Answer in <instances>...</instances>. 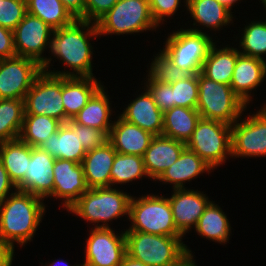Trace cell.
<instances>
[{
  "label": "cell",
  "mask_w": 266,
  "mask_h": 266,
  "mask_svg": "<svg viewBox=\"0 0 266 266\" xmlns=\"http://www.w3.org/2000/svg\"><path fill=\"white\" fill-rule=\"evenodd\" d=\"M99 36L96 23L76 19L72 24L53 30L48 42L49 54L69 70H42L61 77H96L93 73V49L90 38ZM66 65V66H65ZM73 72H72V71Z\"/></svg>",
  "instance_id": "cell-1"
},
{
  "label": "cell",
  "mask_w": 266,
  "mask_h": 266,
  "mask_svg": "<svg viewBox=\"0 0 266 266\" xmlns=\"http://www.w3.org/2000/svg\"><path fill=\"white\" fill-rule=\"evenodd\" d=\"M44 200L33 194L18 191L0 203V242L15 250V244L25 246L33 240L44 219Z\"/></svg>",
  "instance_id": "cell-2"
},
{
  "label": "cell",
  "mask_w": 266,
  "mask_h": 266,
  "mask_svg": "<svg viewBox=\"0 0 266 266\" xmlns=\"http://www.w3.org/2000/svg\"><path fill=\"white\" fill-rule=\"evenodd\" d=\"M120 188L88 189L67 211L95 225L94 228H110L108 223L113 220L125 215L129 219L133 195Z\"/></svg>",
  "instance_id": "cell-3"
},
{
  "label": "cell",
  "mask_w": 266,
  "mask_h": 266,
  "mask_svg": "<svg viewBox=\"0 0 266 266\" xmlns=\"http://www.w3.org/2000/svg\"><path fill=\"white\" fill-rule=\"evenodd\" d=\"M129 222V228L123 229L124 231L184 237L174 224L170 202L164 195L150 193L140 197L132 196Z\"/></svg>",
  "instance_id": "cell-4"
},
{
  "label": "cell",
  "mask_w": 266,
  "mask_h": 266,
  "mask_svg": "<svg viewBox=\"0 0 266 266\" xmlns=\"http://www.w3.org/2000/svg\"><path fill=\"white\" fill-rule=\"evenodd\" d=\"M183 238L125 231L126 254L148 266H168L192 252Z\"/></svg>",
  "instance_id": "cell-5"
},
{
  "label": "cell",
  "mask_w": 266,
  "mask_h": 266,
  "mask_svg": "<svg viewBox=\"0 0 266 266\" xmlns=\"http://www.w3.org/2000/svg\"><path fill=\"white\" fill-rule=\"evenodd\" d=\"M198 102L196 109L201 118L233 125L247 105L233 92L230 85L218 83L198 73Z\"/></svg>",
  "instance_id": "cell-6"
},
{
  "label": "cell",
  "mask_w": 266,
  "mask_h": 266,
  "mask_svg": "<svg viewBox=\"0 0 266 266\" xmlns=\"http://www.w3.org/2000/svg\"><path fill=\"white\" fill-rule=\"evenodd\" d=\"M99 37L156 31L149 0H118V2L96 22ZM155 29V30H154Z\"/></svg>",
  "instance_id": "cell-7"
},
{
  "label": "cell",
  "mask_w": 266,
  "mask_h": 266,
  "mask_svg": "<svg viewBox=\"0 0 266 266\" xmlns=\"http://www.w3.org/2000/svg\"><path fill=\"white\" fill-rule=\"evenodd\" d=\"M163 49H160L169 60L190 74L201 72L204 60L207 58L211 47L217 40L204 32H195L180 28L170 32ZM215 41V42H214Z\"/></svg>",
  "instance_id": "cell-8"
},
{
  "label": "cell",
  "mask_w": 266,
  "mask_h": 266,
  "mask_svg": "<svg viewBox=\"0 0 266 266\" xmlns=\"http://www.w3.org/2000/svg\"><path fill=\"white\" fill-rule=\"evenodd\" d=\"M186 148L217 169L231 158V125L200 118Z\"/></svg>",
  "instance_id": "cell-9"
},
{
  "label": "cell",
  "mask_w": 266,
  "mask_h": 266,
  "mask_svg": "<svg viewBox=\"0 0 266 266\" xmlns=\"http://www.w3.org/2000/svg\"><path fill=\"white\" fill-rule=\"evenodd\" d=\"M251 114L231 125V158L266 157V103Z\"/></svg>",
  "instance_id": "cell-10"
},
{
  "label": "cell",
  "mask_w": 266,
  "mask_h": 266,
  "mask_svg": "<svg viewBox=\"0 0 266 266\" xmlns=\"http://www.w3.org/2000/svg\"><path fill=\"white\" fill-rule=\"evenodd\" d=\"M24 115H45L65 123L62 77L42 71L24 98Z\"/></svg>",
  "instance_id": "cell-11"
},
{
  "label": "cell",
  "mask_w": 266,
  "mask_h": 266,
  "mask_svg": "<svg viewBox=\"0 0 266 266\" xmlns=\"http://www.w3.org/2000/svg\"><path fill=\"white\" fill-rule=\"evenodd\" d=\"M14 33V47L17 56L36 61L42 70H51L50 64L53 58L44 57L48 49V42L53 29L38 17L29 13L24 15L23 20L16 26ZM50 68V69H49Z\"/></svg>",
  "instance_id": "cell-12"
},
{
  "label": "cell",
  "mask_w": 266,
  "mask_h": 266,
  "mask_svg": "<svg viewBox=\"0 0 266 266\" xmlns=\"http://www.w3.org/2000/svg\"><path fill=\"white\" fill-rule=\"evenodd\" d=\"M89 231L81 266H120L126 254L125 231L116 233L113 227H92Z\"/></svg>",
  "instance_id": "cell-13"
},
{
  "label": "cell",
  "mask_w": 266,
  "mask_h": 266,
  "mask_svg": "<svg viewBox=\"0 0 266 266\" xmlns=\"http://www.w3.org/2000/svg\"><path fill=\"white\" fill-rule=\"evenodd\" d=\"M42 72L34 60L22 56L1 59L0 99L24 100L36 77Z\"/></svg>",
  "instance_id": "cell-14"
},
{
  "label": "cell",
  "mask_w": 266,
  "mask_h": 266,
  "mask_svg": "<svg viewBox=\"0 0 266 266\" xmlns=\"http://www.w3.org/2000/svg\"><path fill=\"white\" fill-rule=\"evenodd\" d=\"M54 188L49 198L62 200L61 207L68 210L89 188L81 163L55 159L53 167Z\"/></svg>",
  "instance_id": "cell-15"
},
{
  "label": "cell",
  "mask_w": 266,
  "mask_h": 266,
  "mask_svg": "<svg viewBox=\"0 0 266 266\" xmlns=\"http://www.w3.org/2000/svg\"><path fill=\"white\" fill-rule=\"evenodd\" d=\"M173 221L177 230L185 237L196 227L198 220L211 202L204 192L197 189H173L168 197Z\"/></svg>",
  "instance_id": "cell-16"
},
{
  "label": "cell",
  "mask_w": 266,
  "mask_h": 266,
  "mask_svg": "<svg viewBox=\"0 0 266 266\" xmlns=\"http://www.w3.org/2000/svg\"><path fill=\"white\" fill-rule=\"evenodd\" d=\"M55 158L39 147H31V158L28 163L24 180L17 186L24 191L40 198L47 199L54 188L53 167Z\"/></svg>",
  "instance_id": "cell-17"
},
{
  "label": "cell",
  "mask_w": 266,
  "mask_h": 266,
  "mask_svg": "<svg viewBox=\"0 0 266 266\" xmlns=\"http://www.w3.org/2000/svg\"><path fill=\"white\" fill-rule=\"evenodd\" d=\"M183 2L186 4L183 5L187 9L186 12L190 13V17L194 20L192 27L187 28L191 31L210 34L208 32L213 30L216 34V31L223 29V26H230L229 24L234 22L235 16L232 14L234 12H231L217 0H183ZM205 28L211 30H201Z\"/></svg>",
  "instance_id": "cell-18"
},
{
  "label": "cell",
  "mask_w": 266,
  "mask_h": 266,
  "mask_svg": "<svg viewBox=\"0 0 266 266\" xmlns=\"http://www.w3.org/2000/svg\"><path fill=\"white\" fill-rule=\"evenodd\" d=\"M265 78L266 61L239 54L230 86L233 92L248 106L253 101L254 89L256 91Z\"/></svg>",
  "instance_id": "cell-19"
},
{
  "label": "cell",
  "mask_w": 266,
  "mask_h": 266,
  "mask_svg": "<svg viewBox=\"0 0 266 266\" xmlns=\"http://www.w3.org/2000/svg\"><path fill=\"white\" fill-rule=\"evenodd\" d=\"M186 148V143L156 135L143 155V162L148 179L156 181L162 173L176 162Z\"/></svg>",
  "instance_id": "cell-20"
},
{
  "label": "cell",
  "mask_w": 266,
  "mask_h": 266,
  "mask_svg": "<svg viewBox=\"0 0 266 266\" xmlns=\"http://www.w3.org/2000/svg\"><path fill=\"white\" fill-rule=\"evenodd\" d=\"M109 132L108 142L120 154L143 157L154 135L123 119L119 114Z\"/></svg>",
  "instance_id": "cell-21"
},
{
  "label": "cell",
  "mask_w": 266,
  "mask_h": 266,
  "mask_svg": "<svg viewBox=\"0 0 266 266\" xmlns=\"http://www.w3.org/2000/svg\"><path fill=\"white\" fill-rule=\"evenodd\" d=\"M40 149L47 151L55 159L81 163L86 155L79 138V124L72 119L62 124L58 131L41 144Z\"/></svg>",
  "instance_id": "cell-22"
},
{
  "label": "cell",
  "mask_w": 266,
  "mask_h": 266,
  "mask_svg": "<svg viewBox=\"0 0 266 266\" xmlns=\"http://www.w3.org/2000/svg\"><path fill=\"white\" fill-rule=\"evenodd\" d=\"M142 89V93L125 105L127 107L119 115L154 136L162 135L163 112L156 106L148 90L145 87Z\"/></svg>",
  "instance_id": "cell-23"
},
{
  "label": "cell",
  "mask_w": 266,
  "mask_h": 266,
  "mask_svg": "<svg viewBox=\"0 0 266 266\" xmlns=\"http://www.w3.org/2000/svg\"><path fill=\"white\" fill-rule=\"evenodd\" d=\"M212 171V167L196 153L185 148L178 160L167 168L156 182L170 184L172 189H184L187 188L185 187L187 182L197 179L199 175H203L205 172L210 174Z\"/></svg>",
  "instance_id": "cell-24"
},
{
  "label": "cell",
  "mask_w": 266,
  "mask_h": 266,
  "mask_svg": "<svg viewBox=\"0 0 266 266\" xmlns=\"http://www.w3.org/2000/svg\"><path fill=\"white\" fill-rule=\"evenodd\" d=\"M95 77H62L65 123L72 119L103 86Z\"/></svg>",
  "instance_id": "cell-25"
},
{
  "label": "cell",
  "mask_w": 266,
  "mask_h": 266,
  "mask_svg": "<svg viewBox=\"0 0 266 266\" xmlns=\"http://www.w3.org/2000/svg\"><path fill=\"white\" fill-rule=\"evenodd\" d=\"M115 156L116 151L109 142L86 152L81 165L89 189L111 187L110 172Z\"/></svg>",
  "instance_id": "cell-26"
},
{
  "label": "cell",
  "mask_w": 266,
  "mask_h": 266,
  "mask_svg": "<svg viewBox=\"0 0 266 266\" xmlns=\"http://www.w3.org/2000/svg\"><path fill=\"white\" fill-rule=\"evenodd\" d=\"M104 85L91 97L88 103L72 118L81 125L104 130L108 135L113 125L110 96ZM111 117V118H110Z\"/></svg>",
  "instance_id": "cell-27"
},
{
  "label": "cell",
  "mask_w": 266,
  "mask_h": 266,
  "mask_svg": "<svg viewBox=\"0 0 266 266\" xmlns=\"http://www.w3.org/2000/svg\"><path fill=\"white\" fill-rule=\"evenodd\" d=\"M217 42L211 47L207 58L204 60L201 73L210 80L230 85L234 72L237 57L240 54L239 48L230 47L229 44ZM223 46V47H221Z\"/></svg>",
  "instance_id": "cell-28"
},
{
  "label": "cell",
  "mask_w": 266,
  "mask_h": 266,
  "mask_svg": "<svg viewBox=\"0 0 266 266\" xmlns=\"http://www.w3.org/2000/svg\"><path fill=\"white\" fill-rule=\"evenodd\" d=\"M223 211L212 200L198 220L194 232L201 236V238H206L215 243L222 245L229 243L232 227L227 215Z\"/></svg>",
  "instance_id": "cell-29"
},
{
  "label": "cell",
  "mask_w": 266,
  "mask_h": 266,
  "mask_svg": "<svg viewBox=\"0 0 266 266\" xmlns=\"http://www.w3.org/2000/svg\"><path fill=\"white\" fill-rule=\"evenodd\" d=\"M201 115L196 108L173 107L163 112L162 135L187 143Z\"/></svg>",
  "instance_id": "cell-30"
},
{
  "label": "cell",
  "mask_w": 266,
  "mask_h": 266,
  "mask_svg": "<svg viewBox=\"0 0 266 266\" xmlns=\"http://www.w3.org/2000/svg\"><path fill=\"white\" fill-rule=\"evenodd\" d=\"M31 158V146L20 138L0 143V161L17 187L25 178Z\"/></svg>",
  "instance_id": "cell-31"
},
{
  "label": "cell",
  "mask_w": 266,
  "mask_h": 266,
  "mask_svg": "<svg viewBox=\"0 0 266 266\" xmlns=\"http://www.w3.org/2000/svg\"><path fill=\"white\" fill-rule=\"evenodd\" d=\"M27 13L40 18L53 30L72 24L76 18L61 0H26Z\"/></svg>",
  "instance_id": "cell-32"
},
{
  "label": "cell",
  "mask_w": 266,
  "mask_h": 266,
  "mask_svg": "<svg viewBox=\"0 0 266 266\" xmlns=\"http://www.w3.org/2000/svg\"><path fill=\"white\" fill-rule=\"evenodd\" d=\"M61 125L59 120L45 115H24L19 138L31 147H40Z\"/></svg>",
  "instance_id": "cell-33"
},
{
  "label": "cell",
  "mask_w": 266,
  "mask_h": 266,
  "mask_svg": "<svg viewBox=\"0 0 266 266\" xmlns=\"http://www.w3.org/2000/svg\"><path fill=\"white\" fill-rule=\"evenodd\" d=\"M24 114V100L0 99V143L19 138Z\"/></svg>",
  "instance_id": "cell-34"
},
{
  "label": "cell",
  "mask_w": 266,
  "mask_h": 266,
  "mask_svg": "<svg viewBox=\"0 0 266 266\" xmlns=\"http://www.w3.org/2000/svg\"><path fill=\"white\" fill-rule=\"evenodd\" d=\"M111 187L132 183L134 180L147 178L143 157L137 155L120 154L116 156L111 168Z\"/></svg>",
  "instance_id": "cell-35"
},
{
  "label": "cell",
  "mask_w": 266,
  "mask_h": 266,
  "mask_svg": "<svg viewBox=\"0 0 266 266\" xmlns=\"http://www.w3.org/2000/svg\"><path fill=\"white\" fill-rule=\"evenodd\" d=\"M241 32L238 46L240 54L266 61V23L262 20H253L246 24Z\"/></svg>",
  "instance_id": "cell-36"
},
{
  "label": "cell",
  "mask_w": 266,
  "mask_h": 266,
  "mask_svg": "<svg viewBox=\"0 0 266 266\" xmlns=\"http://www.w3.org/2000/svg\"><path fill=\"white\" fill-rule=\"evenodd\" d=\"M159 51L156 56L153 55L154 59H151L150 68L148 67L146 71L147 77L152 81L173 84L191 75L188 71L174 65L161 50Z\"/></svg>",
  "instance_id": "cell-37"
},
{
  "label": "cell",
  "mask_w": 266,
  "mask_h": 266,
  "mask_svg": "<svg viewBox=\"0 0 266 266\" xmlns=\"http://www.w3.org/2000/svg\"><path fill=\"white\" fill-rule=\"evenodd\" d=\"M171 86L174 107H197L199 93L198 74H191L188 78L177 81Z\"/></svg>",
  "instance_id": "cell-38"
},
{
  "label": "cell",
  "mask_w": 266,
  "mask_h": 266,
  "mask_svg": "<svg viewBox=\"0 0 266 266\" xmlns=\"http://www.w3.org/2000/svg\"><path fill=\"white\" fill-rule=\"evenodd\" d=\"M26 13V0H1L0 26L14 31Z\"/></svg>",
  "instance_id": "cell-39"
},
{
  "label": "cell",
  "mask_w": 266,
  "mask_h": 266,
  "mask_svg": "<svg viewBox=\"0 0 266 266\" xmlns=\"http://www.w3.org/2000/svg\"><path fill=\"white\" fill-rule=\"evenodd\" d=\"M146 79V80H145ZM143 87H145L148 92L153 97L156 106L162 111H166L174 107V101L172 96V86L168 83H162L158 81H152L149 77L144 78Z\"/></svg>",
  "instance_id": "cell-40"
},
{
  "label": "cell",
  "mask_w": 266,
  "mask_h": 266,
  "mask_svg": "<svg viewBox=\"0 0 266 266\" xmlns=\"http://www.w3.org/2000/svg\"><path fill=\"white\" fill-rule=\"evenodd\" d=\"M181 2V0H149L150 12L156 24L161 26L164 21L167 22V19L175 15Z\"/></svg>",
  "instance_id": "cell-41"
},
{
  "label": "cell",
  "mask_w": 266,
  "mask_h": 266,
  "mask_svg": "<svg viewBox=\"0 0 266 266\" xmlns=\"http://www.w3.org/2000/svg\"><path fill=\"white\" fill-rule=\"evenodd\" d=\"M108 137L109 135L104 130L79 124V138L86 152L105 145Z\"/></svg>",
  "instance_id": "cell-42"
},
{
  "label": "cell",
  "mask_w": 266,
  "mask_h": 266,
  "mask_svg": "<svg viewBox=\"0 0 266 266\" xmlns=\"http://www.w3.org/2000/svg\"><path fill=\"white\" fill-rule=\"evenodd\" d=\"M118 0H85V21L96 23Z\"/></svg>",
  "instance_id": "cell-43"
},
{
  "label": "cell",
  "mask_w": 266,
  "mask_h": 266,
  "mask_svg": "<svg viewBox=\"0 0 266 266\" xmlns=\"http://www.w3.org/2000/svg\"><path fill=\"white\" fill-rule=\"evenodd\" d=\"M14 56H16L14 33L0 26V58L6 59Z\"/></svg>",
  "instance_id": "cell-44"
},
{
  "label": "cell",
  "mask_w": 266,
  "mask_h": 266,
  "mask_svg": "<svg viewBox=\"0 0 266 266\" xmlns=\"http://www.w3.org/2000/svg\"><path fill=\"white\" fill-rule=\"evenodd\" d=\"M16 190L17 187L10 180L8 172L0 161V203L3 202L9 195L14 193Z\"/></svg>",
  "instance_id": "cell-45"
},
{
  "label": "cell",
  "mask_w": 266,
  "mask_h": 266,
  "mask_svg": "<svg viewBox=\"0 0 266 266\" xmlns=\"http://www.w3.org/2000/svg\"><path fill=\"white\" fill-rule=\"evenodd\" d=\"M61 2L76 19L85 20V0H61Z\"/></svg>",
  "instance_id": "cell-46"
},
{
  "label": "cell",
  "mask_w": 266,
  "mask_h": 266,
  "mask_svg": "<svg viewBox=\"0 0 266 266\" xmlns=\"http://www.w3.org/2000/svg\"><path fill=\"white\" fill-rule=\"evenodd\" d=\"M15 250L9 245L0 242V266H12Z\"/></svg>",
  "instance_id": "cell-47"
},
{
  "label": "cell",
  "mask_w": 266,
  "mask_h": 266,
  "mask_svg": "<svg viewBox=\"0 0 266 266\" xmlns=\"http://www.w3.org/2000/svg\"><path fill=\"white\" fill-rule=\"evenodd\" d=\"M194 256V253L186 252L179 260L168 266H197Z\"/></svg>",
  "instance_id": "cell-48"
},
{
  "label": "cell",
  "mask_w": 266,
  "mask_h": 266,
  "mask_svg": "<svg viewBox=\"0 0 266 266\" xmlns=\"http://www.w3.org/2000/svg\"><path fill=\"white\" fill-rule=\"evenodd\" d=\"M120 266H148V265H145L143 262L136 260L125 254L122 260V264Z\"/></svg>",
  "instance_id": "cell-49"
},
{
  "label": "cell",
  "mask_w": 266,
  "mask_h": 266,
  "mask_svg": "<svg viewBox=\"0 0 266 266\" xmlns=\"http://www.w3.org/2000/svg\"><path fill=\"white\" fill-rule=\"evenodd\" d=\"M61 262H62V264H61ZM41 264H42V266H71V265H69L68 262L63 261L62 259H59V260L55 259L51 263L50 262L49 263L46 262L44 265H43V263H41ZM72 266H81V264H75V265H72Z\"/></svg>",
  "instance_id": "cell-50"
},
{
  "label": "cell",
  "mask_w": 266,
  "mask_h": 266,
  "mask_svg": "<svg viewBox=\"0 0 266 266\" xmlns=\"http://www.w3.org/2000/svg\"><path fill=\"white\" fill-rule=\"evenodd\" d=\"M217 1L232 12L233 10L232 7H235V3L239 2L241 3L242 0H217Z\"/></svg>",
  "instance_id": "cell-51"
},
{
  "label": "cell",
  "mask_w": 266,
  "mask_h": 266,
  "mask_svg": "<svg viewBox=\"0 0 266 266\" xmlns=\"http://www.w3.org/2000/svg\"><path fill=\"white\" fill-rule=\"evenodd\" d=\"M260 1H262L261 3L263 4V6H264V8H265V10H266V0H260ZM266 12V11H265ZM265 21V23H266V19L264 20Z\"/></svg>",
  "instance_id": "cell-52"
}]
</instances>
